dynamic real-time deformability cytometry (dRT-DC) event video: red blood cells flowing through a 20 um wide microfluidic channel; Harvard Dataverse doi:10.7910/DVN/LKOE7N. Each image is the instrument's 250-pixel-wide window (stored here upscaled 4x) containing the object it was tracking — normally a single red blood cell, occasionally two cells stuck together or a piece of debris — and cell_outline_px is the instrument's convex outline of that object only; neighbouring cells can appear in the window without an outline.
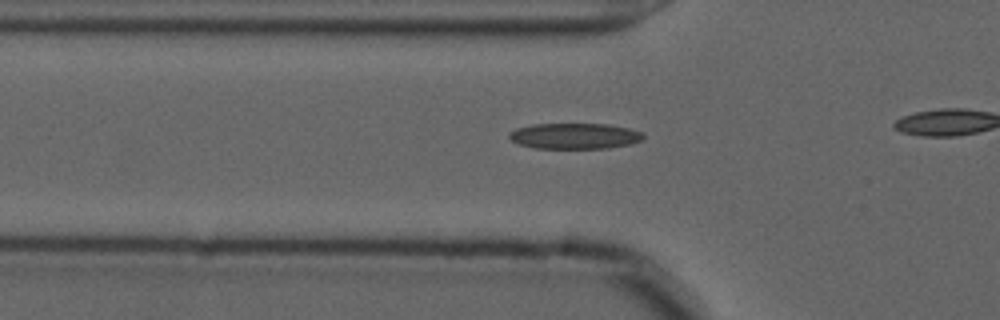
{"species": "common noctule bat (a hibernating species)", "species_latin": "Nyctalus noctula", "temperature_condition": "cold", "stored_images_in_passage": 21, "camera_frame_rate_fps": 3000, "um_per_image_px": 0.085, "animal": {"sex": "male", "forearm_length_mm": 52.5}, "frame": {"image": 1, "passage_image": 15, "time_ms": 4.667, "image_size_px": [1000, 320], "cell_outline_px": [[644, 136], [640, 140], [632, 144], [608, 148], [532, 148], [520, 144], [512, 140], [508, 136], [516, 128], [532, 124], [608, 124], [628, 128], [640, 132]], "centroid_in_image_um": [48.84, 11.56], "position_along_channel_um": 77.0, "area_um2": 20.0}}
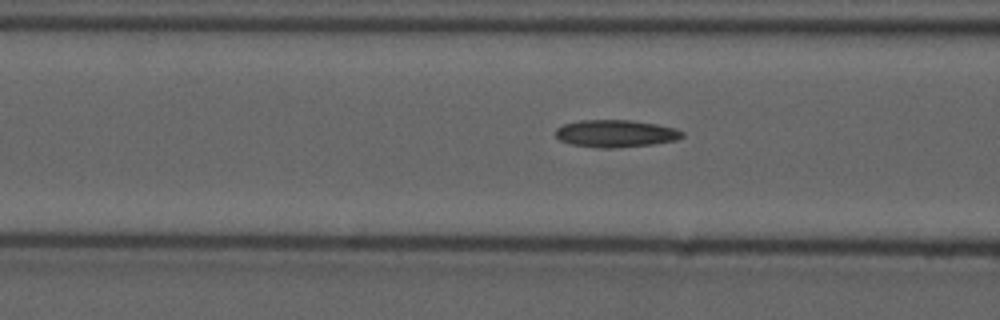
{"frame": {"image": 2, "passage_image": 18, "time_ms": 5.667, "image_size_px": [1000, 320], "cell_outline_px": [[684, 136], [676, 140], [652, 144], [612, 148], [600, 148], [572, 144], [560, 140], [556, 136], [556, 128], [564, 124], [580, 120], [632, 120], [656, 124], [672, 128], [684, 132]], "centroid_in_image_um": [52.32, 11.34], "position_along_channel_um": 114.3, "area_um2": 20.0}}